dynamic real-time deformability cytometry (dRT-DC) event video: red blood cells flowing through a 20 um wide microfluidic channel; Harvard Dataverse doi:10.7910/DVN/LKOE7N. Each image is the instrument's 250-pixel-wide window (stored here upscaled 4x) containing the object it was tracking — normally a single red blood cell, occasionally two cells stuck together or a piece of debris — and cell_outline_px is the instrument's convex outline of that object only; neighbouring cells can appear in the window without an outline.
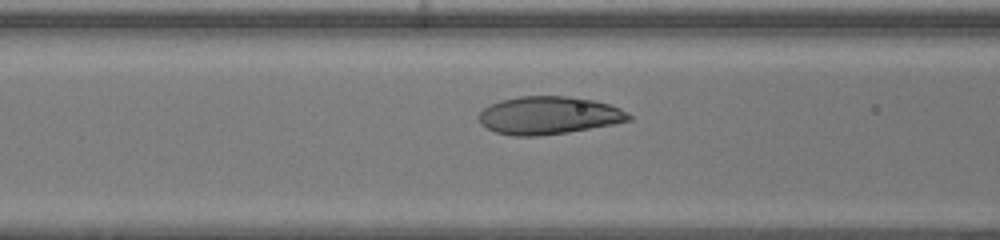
{"species": "human", "species_latin": "Homo sapiens", "temperature_condition": "warm", "stored_images_in_passage": 45, "camera_frame_rate_fps": 3000, "um_per_image_px": 0.085, "donor": {"sex": "female"}, "frame": {"image": 1, "passage_image": 16, "time_ms": 5.0, "image_size_px": [1000, 240], "cell_outline_px": [[632, 120], [612, 124], [568, 132], [540, 136], [512, 136], [496, 132], [480, 124], [476, 116], [488, 104], [500, 100], [520, 96], [568, 96], [592, 100], [608, 104], [620, 108], [628, 112], [632, 116]], "centroid_in_image_um": [46.61, 9.81], "position_along_channel_um": 120.0, "area_um2": 33.23}}
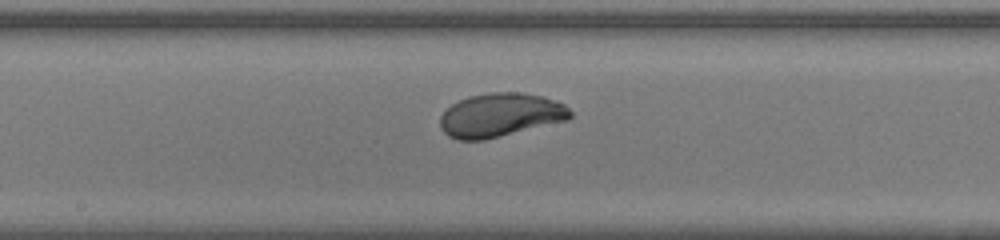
{"frame": {"image": 2, "passage_image": 22, "time_ms": 7.0, "image_size_px": [1000, 240], "cell_outline_px": [[572, 116], [568, 120], [484, 140], [456, 140], [448, 136], [440, 128], [440, 116], [452, 104], [468, 96], [492, 92], [520, 92], [544, 96], [564, 104], [572, 112]], "centroid_in_image_um": [42.53, 9.78], "position_along_channel_um": 205.7, "area_um2": 33.23}}
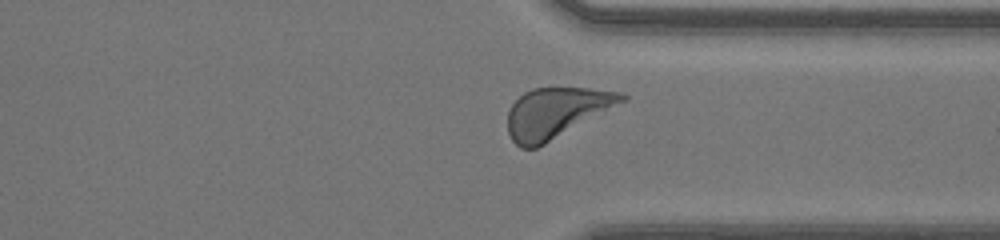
{"frame": {"image": 3, "passage_image": 33, "time_ms": 10.667, "image_size_px": [1000, 240], "cell_outline_px": [[628, 100], [544, 144], [536, 148], [520, 148], [512, 140], [508, 132], [508, 112], [512, 104], [524, 92], [532, 88], [588, 88], [624, 92], [628, 96]], "centroid_in_image_um": [47.3, 9.57], "position_along_channel_um": 364.1, "area_um2": 33.29}, "authors_computed_cell_mechanics": {"area_um2": 33.235, "velocity_mm_per_s": 4.3127, "shape_relaxation_time_tau1_ms": 2.1985, "shape_relaxation_time_tau2_ms": null, "deformation_change_tau1": 0.1706, "deformation_change_tau2": null}}